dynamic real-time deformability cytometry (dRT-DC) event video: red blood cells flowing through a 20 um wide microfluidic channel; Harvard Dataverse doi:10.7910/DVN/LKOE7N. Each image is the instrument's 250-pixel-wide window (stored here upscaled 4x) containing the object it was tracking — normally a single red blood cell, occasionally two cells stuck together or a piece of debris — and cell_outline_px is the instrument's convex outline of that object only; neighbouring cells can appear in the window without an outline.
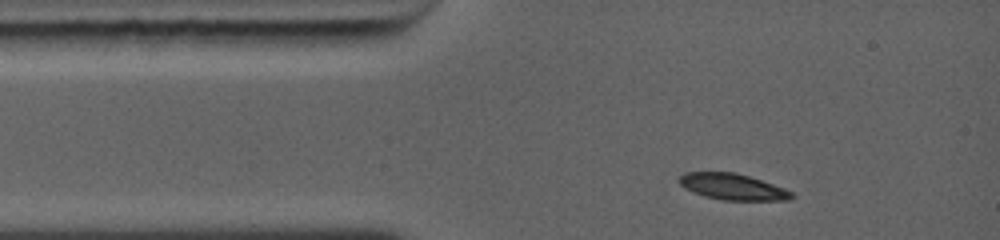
{"species": "common noctule bat (a hibernating species)", "species_latin": "Nyctalus noctula", "temperature_condition": "warm", "stored_images_in_passage": 21, "camera_frame_rate_fps": 5000, "um_per_image_px": 0.085, "animal": {"sex": "female", "body_mass_g": 19.0, "forearm_length_mm": 56.7}, "frame": {"image": 1, "passage_image": 1, "time_ms": 0.0, "image_size_px": [1000, 240], "cell_outline_px": [[796, 196], [792, 200], [724, 200], [704, 196], [692, 192], [684, 188], [680, 184], [680, 176], [684, 172], [736, 172], [784, 188], [792, 192]], "centroid_in_image_um": [62.28, 15.88], "position_along_channel_um": 22.7, "area_um2": 17.11}}
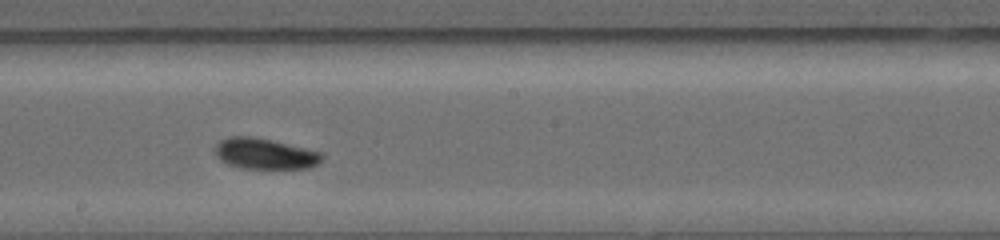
{"frame": {"image": 2, "passage_image": 12, "time_ms": 5.2, "image_size_px": [1000, 240], "cell_outline_px": [[324, 160], [308, 168], [240, 168], [228, 164], [220, 160], [216, 156], [216, 144], [220, 140], [228, 136], [252, 136], [272, 140], [324, 152]], "centroid_in_image_um": [22.54, 13.06], "position_along_channel_um": 225.7, "area_um2": 19.36}}
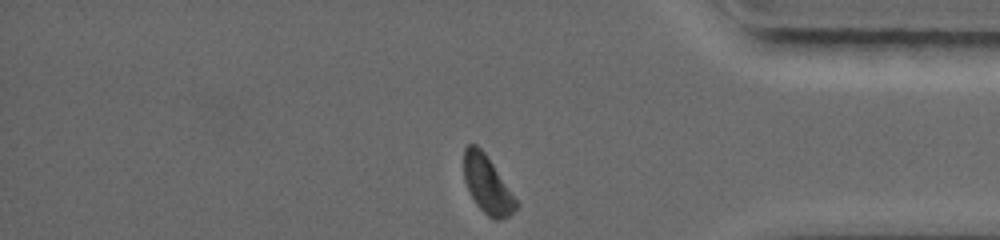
{"frame": {"image": 3, "passage_image": 21, "time_ms": 9.4, "image_size_px": [1000, 240], "cell_outline_px": [[520, 204], [508, 216], [500, 220], [496, 220], [488, 216], [476, 204], [464, 180], [464, 148], [468, 144], [476, 144], [484, 152]], "centroid_in_image_um": [41.42, 15.7], "position_along_channel_um": 393.8, "area_um2": 17.22}, "authors_computed_cell_mechanics": {"area_um2": 19.2474, "velocity_mm_per_s": 4.4133, "shape_relaxation_time_tau1_ms": 2.732, "shape_relaxation_time_tau2_ms": 4.3612, "deformation_change_tau1": 0.1124, "deformation_change_tau2": 0.0608}}